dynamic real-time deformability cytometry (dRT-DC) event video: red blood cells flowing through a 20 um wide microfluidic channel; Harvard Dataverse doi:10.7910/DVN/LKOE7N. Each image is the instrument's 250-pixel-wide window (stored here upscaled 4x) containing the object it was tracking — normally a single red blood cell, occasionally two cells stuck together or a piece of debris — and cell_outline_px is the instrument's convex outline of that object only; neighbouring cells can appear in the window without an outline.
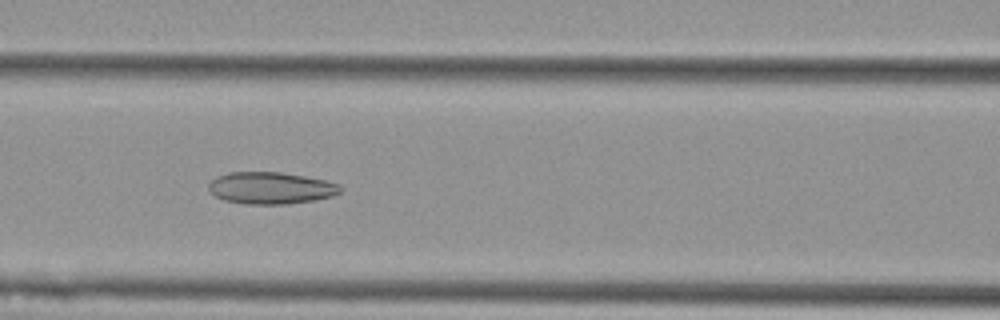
{"species": "Egyptian fruit bat (a non-hibernating species)", "species_latin": "Rousettus aegyptiacus", "temperature_condition": "cold", "stored_images_in_passage": 43, "camera_frame_rate_fps": 3000, "um_per_image_px": 0.085, "animal": {"sex": "female"}, "frame": {"image": 1, "passage_image": 18, "time_ms": 5.667, "image_size_px": [1000, 320], "cell_outline_px": [[344, 188], [340, 192], [332, 196], [312, 200], [288, 204], [244, 204], [224, 200], [216, 196], [208, 188], [208, 184], [216, 176], [228, 172], [280, 172], [304, 176], [324, 180], [340, 184]], "centroid_in_image_um": [23.02, 15.98], "position_along_channel_um": 143.6, "area_um2": 24.51}}
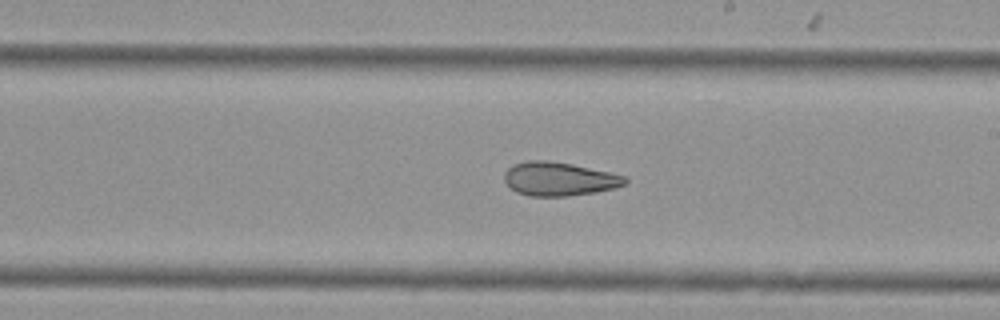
{"frame": {"image": 2, "passage_image": 26, "time_ms": 8.333, "image_size_px": [1000, 320], "cell_outline_px": [[628, 180], [624, 184], [612, 188], [596, 192], [568, 196], [528, 196], [516, 192], [504, 180], [504, 172], [512, 164], [528, 160], [548, 160], [572, 164], [608, 172], [624, 176]], "centroid_in_image_um": [47.47, 15.2], "position_along_channel_um": 241.5, "area_um2": 23.58}}
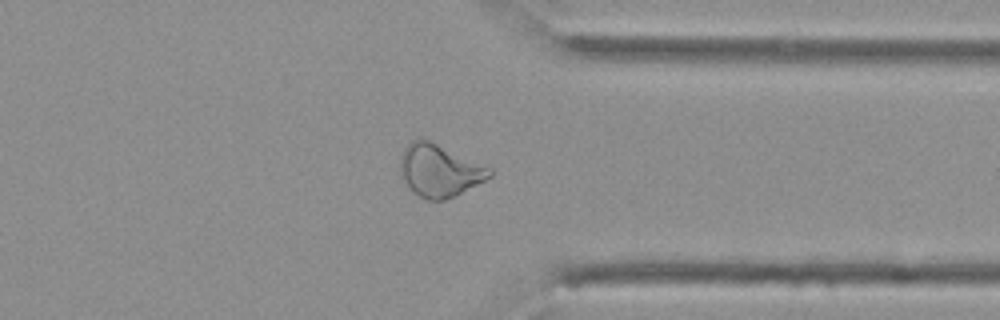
{"frame": {"image": 3, "passage_image": 37, "time_ms": 12.0, "image_size_px": [1000, 320], "cell_outline_px": [[492, 176], [456, 196], [444, 200], [428, 200], [420, 196], [408, 184], [400, 172], [400, 156], [404, 148], [412, 140], [428, 140], [492, 168]], "centroid_in_image_um": [37.37, 14.5], "position_along_channel_um": 374.0, "area_um2": 26.76}, "authors_computed_cell_mechanics": {"area_um2": 25.8366, "velocity_mm_per_s": 3.6868, "shape_relaxation_time_tau1_ms": null, "shape_relaxation_time_tau2_ms": 1.997, "deformation_change_tau1": null, "deformation_change_tau2": 0.0881}}